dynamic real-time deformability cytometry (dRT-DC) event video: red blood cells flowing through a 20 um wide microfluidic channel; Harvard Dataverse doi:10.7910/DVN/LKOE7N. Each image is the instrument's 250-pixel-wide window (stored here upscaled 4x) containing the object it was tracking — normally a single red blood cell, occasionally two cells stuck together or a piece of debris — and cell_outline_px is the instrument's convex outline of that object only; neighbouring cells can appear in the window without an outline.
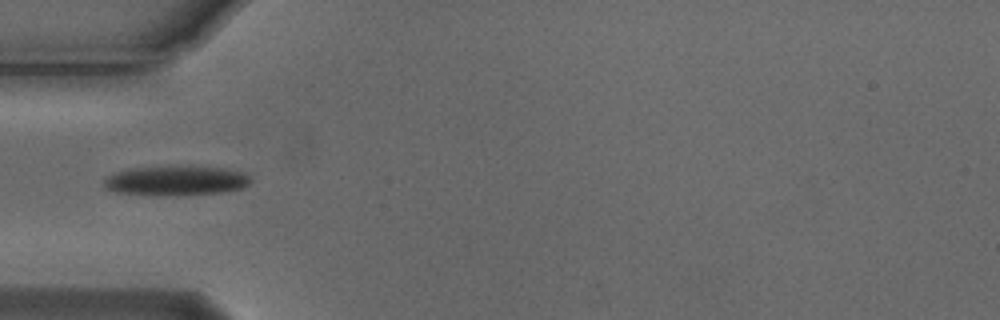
{"species": "Egyptian fruit bat (a non-hibernating species)", "species_latin": "Rousettus aegyptiacus", "temperature_condition": "cold", "stored_images_in_passage": 1, "camera_frame_rate_fps": 3000, "um_per_image_px": 0.085, "animal": {"sex": "male"}, "frame": {"image": 1, "passage_image": 1, "time_ms": 0.0, "image_size_px": [1000, 320], "cell_outline_px": [[252, 180], [248, 184], [240, 188], [220, 192], [176, 196], [116, 192], [108, 188], [104, 184], [104, 180], [108, 176], [116, 172], [128, 168], [224, 168], [244, 172]], "centroid_in_image_um": [14.97, 15.38], "position_along_channel_um": 70.0, "area_um2": 24.39}}